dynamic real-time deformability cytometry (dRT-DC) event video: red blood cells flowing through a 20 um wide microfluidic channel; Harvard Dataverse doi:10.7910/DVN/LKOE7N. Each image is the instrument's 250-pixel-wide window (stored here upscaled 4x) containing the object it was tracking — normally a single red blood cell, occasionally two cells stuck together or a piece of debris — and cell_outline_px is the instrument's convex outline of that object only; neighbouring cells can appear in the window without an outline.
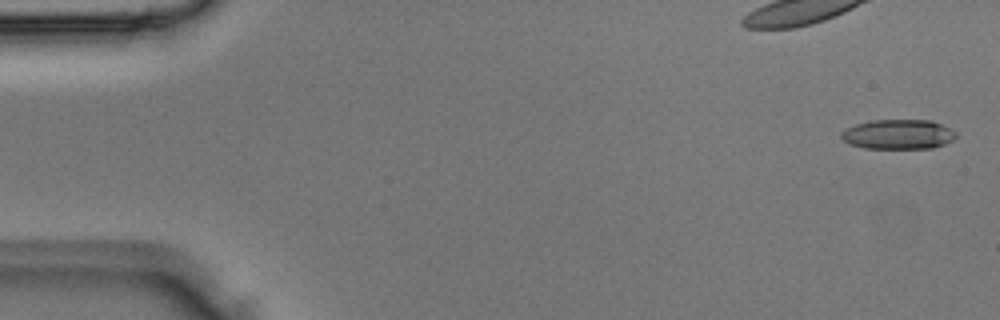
{"species": "Egyptian fruit bat (a non-hibernating species)", "species_latin": "Rousettus aegyptiacus", "temperature_condition": "room temperature", "stored_images_in_passage": 5, "camera_frame_rate_fps": 3000, "um_per_image_px": 0.085, "animal": {"sex": "male"}, "frame": {"image": 1, "passage_image": 1, "time_ms": 0.0, "image_size_px": [1000, 320], "cell_outline_px": [[956, 136], [952, 140], [944, 144], [932, 148], [864, 148], [848, 144], [840, 136], [840, 132], [856, 124], [872, 120], [932, 120], [956, 132]], "centroid_in_image_um": [76.32, 11.42], "position_along_channel_um": 8.7, "area_um2": 19.77}}